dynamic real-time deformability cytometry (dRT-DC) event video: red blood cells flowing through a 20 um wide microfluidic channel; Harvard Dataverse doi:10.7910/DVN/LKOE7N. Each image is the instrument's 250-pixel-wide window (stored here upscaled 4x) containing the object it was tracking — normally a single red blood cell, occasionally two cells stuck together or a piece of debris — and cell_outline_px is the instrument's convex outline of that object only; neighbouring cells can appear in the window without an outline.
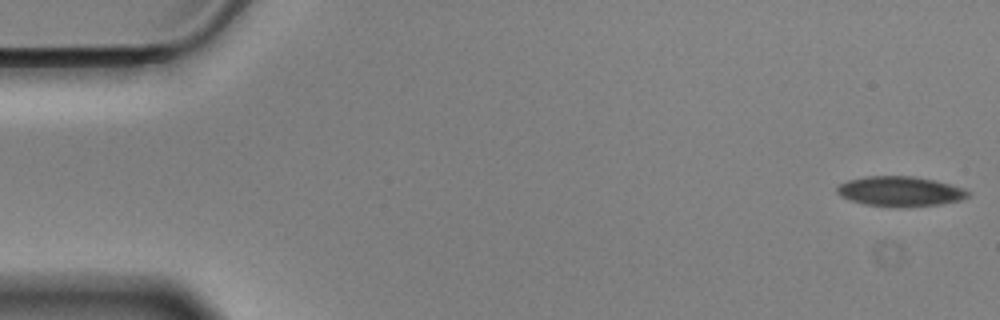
{"species": "Egyptian fruit bat (a non-hibernating species)", "species_latin": "Rousettus aegyptiacus", "temperature_condition": "cold", "stored_images_in_passage": 56, "camera_frame_rate_fps": 3000, "um_per_image_px": 0.085, "animal": {"sex": "male"}, "frame": {"image": 1, "passage_image": 1, "time_ms": 0.0, "image_size_px": [1000, 320], "cell_outline_px": [[972, 192], [968, 196], [960, 200], [940, 204], [868, 204], [852, 200], [840, 196], [836, 192], [836, 188], [840, 184], [848, 180], [868, 176], [912, 176], [932, 180], [964, 188]], "centroid_in_image_um": [76.51, 16.21], "position_along_channel_um": 8.5, "area_um2": 21.68}}
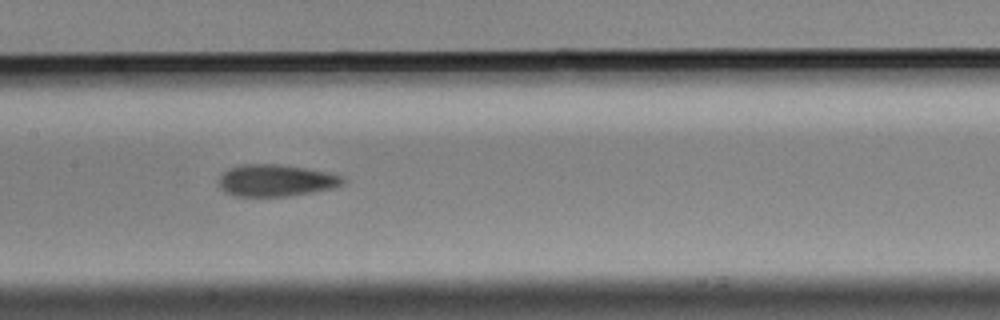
{"frame": {"image": 2, "passage_image": 27, "time_ms": 8.667, "image_size_px": [1000, 320], "cell_outline_px": [[344, 184], [332, 188], [312, 192], [288, 196], [232, 196], [224, 192], [216, 184], [216, 180], [228, 168], [240, 164], [280, 164], [328, 172], [344, 176]], "centroid_in_image_um": [23.39, 15.34], "position_along_channel_um": 184.0, "area_um2": 23.35}}
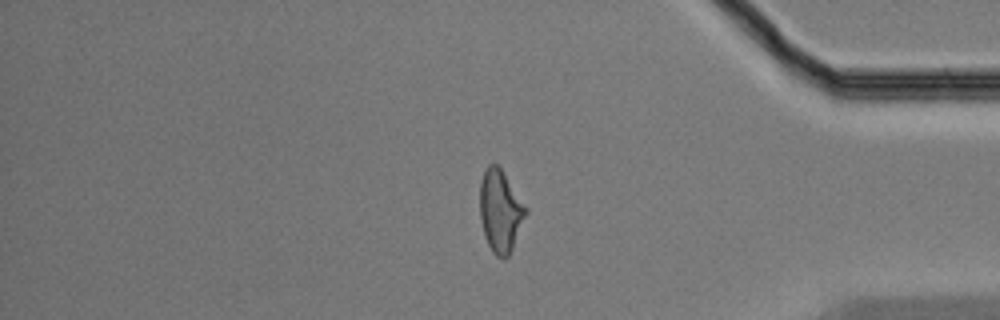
{"frame": {"image": 3, "passage_image": 47, "time_ms": 15.333, "image_size_px": [1000, 320], "cell_outline_px": [[528, 212], [512, 248], [508, 256], [504, 260], [496, 256], [492, 252], [484, 236], [480, 220], [480, 180], [484, 168], [488, 164], [496, 164], [500, 168], [528, 208]], "centroid_in_image_um": [42.52, 17.94], "position_along_channel_um": 392.7, "area_um2": 22.14}, "authors_computed_cell_mechanics": {"area_um2": 22.5998, "velocity_mm_per_s": 3.5078, "shape_relaxation_time_tau1_ms": 8.1866, "shape_relaxation_time_tau2_ms": 4.1612, "deformation_change_tau1": 0.1678, "deformation_change_tau2": 0.1276}}